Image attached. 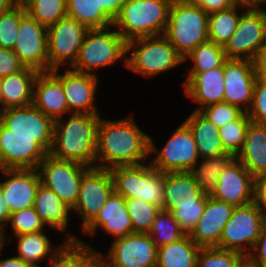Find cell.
I'll return each mask as SVG.
<instances>
[{"label": "cell", "mask_w": 266, "mask_h": 267, "mask_svg": "<svg viewBox=\"0 0 266 267\" xmlns=\"http://www.w3.org/2000/svg\"><path fill=\"white\" fill-rule=\"evenodd\" d=\"M133 118L129 115L120 120L100 119L95 167L110 169L148 161L150 136L140 130Z\"/></svg>", "instance_id": "cell-1"}, {"label": "cell", "mask_w": 266, "mask_h": 267, "mask_svg": "<svg viewBox=\"0 0 266 267\" xmlns=\"http://www.w3.org/2000/svg\"><path fill=\"white\" fill-rule=\"evenodd\" d=\"M54 120L49 154L55 158L95 167L100 114H69Z\"/></svg>", "instance_id": "cell-2"}, {"label": "cell", "mask_w": 266, "mask_h": 267, "mask_svg": "<svg viewBox=\"0 0 266 267\" xmlns=\"http://www.w3.org/2000/svg\"><path fill=\"white\" fill-rule=\"evenodd\" d=\"M173 0H127L112 26L126 42L164 35Z\"/></svg>", "instance_id": "cell-3"}, {"label": "cell", "mask_w": 266, "mask_h": 267, "mask_svg": "<svg viewBox=\"0 0 266 267\" xmlns=\"http://www.w3.org/2000/svg\"><path fill=\"white\" fill-rule=\"evenodd\" d=\"M209 14L201 7L173 0L164 36L184 59L197 45L208 40Z\"/></svg>", "instance_id": "cell-4"}, {"label": "cell", "mask_w": 266, "mask_h": 267, "mask_svg": "<svg viewBox=\"0 0 266 267\" xmlns=\"http://www.w3.org/2000/svg\"><path fill=\"white\" fill-rule=\"evenodd\" d=\"M126 55V64L124 66L137 74L149 78L168 72L184 63V59L164 35L128 41Z\"/></svg>", "instance_id": "cell-5"}, {"label": "cell", "mask_w": 266, "mask_h": 267, "mask_svg": "<svg viewBox=\"0 0 266 267\" xmlns=\"http://www.w3.org/2000/svg\"><path fill=\"white\" fill-rule=\"evenodd\" d=\"M111 27L114 28L111 30ZM126 44L115 27L89 29L84 37L78 56L71 69L97 75L95 69L108 67L123 59L126 64Z\"/></svg>", "instance_id": "cell-6"}, {"label": "cell", "mask_w": 266, "mask_h": 267, "mask_svg": "<svg viewBox=\"0 0 266 267\" xmlns=\"http://www.w3.org/2000/svg\"><path fill=\"white\" fill-rule=\"evenodd\" d=\"M114 191L124 198H137L163 208L164 173L149 164L115 166L109 169Z\"/></svg>", "instance_id": "cell-7"}, {"label": "cell", "mask_w": 266, "mask_h": 267, "mask_svg": "<svg viewBox=\"0 0 266 267\" xmlns=\"http://www.w3.org/2000/svg\"><path fill=\"white\" fill-rule=\"evenodd\" d=\"M171 134L160 150L150 137V156L157 153L150 159L151 166L162 173L191 172L200 162V156L190 128L182 122Z\"/></svg>", "instance_id": "cell-8"}, {"label": "cell", "mask_w": 266, "mask_h": 267, "mask_svg": "<svg viewBox=\"0 0 266 267\" xmlns=\"http://www.w3.org/2000/svg\"><path fill=\"white\" fill-rule=\"evenodd\" d=\"M265 218L266 214L254 201L235 206L216 247L248 256L256 244Z\"/></svg>", "instance_id": "cell-9"}, {"label": "cell", "mask_w": 266, "mask_h": 267, "mask_svg": "<svg viewBox=\"0 0 266 267\" xmlns=\"http://www.w3.org/2000/svg\"><path fill=\"white\" fill-rule=\"evenodd\" d=\"M89 168L78 162L55 158L48 153L36 170L40 183L73 208L78 201L82 177Z\"/></svg>", "instance_id": "cell-10"}, {"label": "cell", "mask_w": 266, "mask_h": 267, "mask_svg": "<svg viewBox=\"0 0 266 267\" xmlns=\"http://www.w3.org/2000/svg\"><path fill=\"white\" fill-rule=\"evenodd\" d=\"M266 47V32L260 12L256 7L243 8L237 29L223 46L227 59L255 62Z\"/></svg>", "instance_id": "cell-11"}, {"label": "cell", "mask_w": 266, "mask_h": 267, "mask_svg": "<svg viewBox=\"0 0 266 267\" xmlns=\"http://www.w3.org/2000/svg\"><path fill=\"white\" fill-rule=\"evenodd\" d=\"M157 254L158 247L148 233H132L114 239L108 254L99 252V258L106 267H156Z\"/></svg>", "instance_id": "cell-12"}, {"label": "cell", "mask_w": 266, "mask_h": 267, "mask_svg": "<svg viewBox=\"0 0 266 267\" xmlns=\"http://www.w3.org/2000/svg\"><path fill=\"white\" fill-rule=\"evenodd\" d=\"M88 30L69 16L47 28L49 71L66 65V62L70 66L74 64Z\"/></svg>", "instance_id": "cell-13"}, {"label": "cell", "mask_w": 266, "mask_h": 267, "mask_svg": "<svg viewBox=\"0 0 266 267\" xmlns=\"http://www.w3.org/2000/svg\"><path fill=\"white\" fill-rule=\"evenodd\" d=\"M0 123L12 135L33 136L49 153L54 130V120L33 104L0 110Z\"/></svg>", "instance_id": "cell-14"}, {"label": "cell", "mask_w": 266, "mask_h": 267, "mask_svg": "<svg viewBox=\"0 0 266 267\" xmlns=\"http://www.w3.org/2000/svg\"><path fill=\"white\" fill-rule=\"evenodd\" d=\"M114 191L112 174L109 169L90 167L83 175L78 201L72 212L81 218L82 231L95 219L108 197Z\"/></svg>", "instance_id": "cell-15"}, {"label": "cell", "mask_w": 266, "mask_h": 267, "mask_svg": "<svg viewBox=\"0 0 266 267\" xmlns=\"http://www.w3.org/2000/svg\"><path fill=\"white\" fill-rule=\"evenodd\" d=\"M14 53L25 66L38 72L49 71L47 27L26 14L20 21Z\"/></svg>", "instance_id": "cell-16"}, {"label": "cell", "mask_w": 266, "mask_h": 267, "mask_svg": "<svg viewBox=\"0 0 266 267\" xmlns=\"http://www.w3.org/2000/svg\"><path fill=\"white\" fill-rule=\"evenodd\" d=\"M47 154L33 136L12 135L0 123V169H36Z\"/></svg>", "instance_id": "cell-17"}, {"label": "cell", "mask_w": 266, "mask_h": 267, "mask_svg": "<svg viewBox=\"0 0 266 267\" xmlns=\"http://www.w3.org/2000/svg\"><path fill=\"white\" fill-rule=\"evenodd\" d=\"M51 71L61 80L70 114H99L95 102L98 76L69 67L62 74L58 72L60 68Z\"/></svg>", "instance_id": "cell-18"}, {"label": "cell", "mask_w": 266, "mask_h": 267, "mask_svg": "<svg viewBox=\"0 0 266 267\" xmlns=\"http://www.w3.org/2000/svg\"><path fill=\"white\" fill-rule=\"evenodd\" d=\"M256 79L255 62L227 59L224 62V102L247 112L252 104Z\"/></svg>", "instance_id": "cell-19"}, {"label": "cell", "mask_w": 266, "mask_h": 267, "mask_svg": "<svg viewBox=\"0 0 266 267\" xmlns=\"http://www.w3.org/2000/svg\"><path fill=\"white\" fill-rule=\"evenodd\" d=\"M254 178L235 157L220 173L210 196L234 206L249 204L254 199Z\"/></svg>", "instance_id": "cell-20"}, {"label": "cell", "mask_w": 266, "mask_h": 267, "mask_svg": "<svg viewBox=\"0 0 266 267\" xmlns=\"http://www.w3.org/2000/svg\"><path fill=\"white\" fill-rule=\"evenodd\" d=\"M0 189L11 213L33 207L40 178L36 169H0Z\"/></svg>", "instance_id": "cell-21"}, {"label": "cell", "mask_w": 266, "mask_h": 267, "mask_svg": "<svg viewBox=\"0 0 266 267\" xmlns=\"http://www.w3.org/2000/svg\"><path fill=\"white\" fill-rule=\"evenodd\" d=\"M234 208L233 204L218 201L207 195L204 212L189 233L190 238L200 247H216Z\"/></svg>", "instance_id": "cell-22"}, {"label": "cell", "mask_w": 266, "mask_h": 267, "mask_svg": "<svg viewBox=\"0 0 266 267\" xmlns=\"http://www.w3.org/2000/svg\"><path fill=\"white\" fill-rule=\"evenodd\" d=\"M224 63L217 68L206 72H188L186 80L182 83L185 95L197 102L195 111L224 102Z\"/></svg>", "instance_id": "cell-23"}, {"label": "cell", "mask_w": 266, "mask_h": 267, "mask_svg": "<svg viewBox=\"0 0 266 267\" xmlns=\"http://www.w3.org/2000/svg\"><path fill=\"white\" fill-rule=\"evenodd\" d=\"M97 229L104 230L106 234L114 236V239L134 233L125 198L122 195L113 191L99 214L82 233L93 236L97 233Z\"/></svg>", "instance_id": "cell-24"}, {"label": "cell", "mask_w": 266, "mask_h": 267, "mask_svg": "<svg viewBox=\"0 0 266 267\" xmlns=\"http://www.w3.org/2000/svg\"><path fill=\"white\" fill-rule=\"evenodd\" d=\"M205 194L192 172L164 173V210L171 213L178 207L197 206Z\"/></svg>", "instance_id": "cell-25"}, {"label": "cell", "mask_w": 266, "mask_h": 267, "mask_svg": "<svg viewBox=\"0 0 266 267\" xmlns=\"http://www.w3.org/2000/svg\"><path fill=\"white\" fill-rule=\"evenodd\" d=\"M32 104L53 120L70 113L61 80L52 71L39 72Z\"/></svg>", "instance_id": "cell-26"}, {"label": "cell", "mask_w": 266, "mask_h": 267, "mask_svg": "<svg viewBox=\"0 0 266 267\" xmlns=\"http://www.w3.org/2000/svg\"><path fill=\"white\" fill-rule=\"evenodd\" d=\"M38 74L37 70L24 67L21 71L1 77L0 110L32 104Z\"/></svg>", "instance_id": "cell-27"}, {"label": "cell", "mask_w": 266, "mask_h": 267, "mask_svg": "<svg viewBox=\"0 0 266 267\" xmlns=\"http://www.w3.org/2000/svg\"><path fill=\"white\" fill-rule=\"evenodd\" d=\"M33 207L46 226L62 233L67 231L72 208L41 183L38 186Z\"/></svg>", "instance_id": "cell-28"}, {"label": "cell", "mask_w": 266, "mask_h": 267, "mask_svg": "<svg viewBox=\"0 0 266 267\" xmlns=\"http://www.w3.org/2000/svg\"><path fill=\"white\" fill-rule=\"evenodd\" d=\"M236 158L255 177L266 173V125L251 122Z\"/></svg>", "instance_id": "cell-29"}, {"label": "cell", "mask_w": 266, "mask_h": 267, "mask_svg": "<svg viewBox=\"0 0 266 267\" xmlns=\"http://www.w3.org/2000/svg\"><path fill=\"white\" fill-rule=\"evenodd\" d=\"M184 123L193 134L200 158L218 157L227 153L220 140L219 128L199 111L194 110Z\"/></svg>", "instance_id": "cell-30"}, {"label": "cell", "mask_w": 266, "mask_h": 267, "mask_svg": "<svg viewBox=\"0 0 266 267\" xmlns=\"http://www.w3.org/2000/svg\"><path fill=\"white\" fill-rule=\"evenodd\" d=\"M68 235V236H67ZM67 240L50 259L49 267H92L100 258L99 251L67 232Z\"/></svg>", "instance_id": "cell-31"}, {"label": "cell", "mask_w": 266, "mask_h": 267, "mask_svg": "<svg viewBox=\"0 0 266 267\" xmlns=\"http://www.w3.org/2000/svg\"><path fill=\"white\" fill-rule=\"evenodd\" d=\"M201 248L185 234L178 241L158 247L156 267H196Z\"/></svg>", "instance_id": "cell-32"}, {"label": "cell", "mask_w": 266, "mask_h": 267, "mask_svg": "<svg viewBox=\"0 0 266 267\" xmlns=\"http://www.w3.org/2000/svg\"><path fill=\"white\" fill-rule=\"evenodd\" d=\"M46 235L48 234H45L43 230L14 236L17 241V256L30 267H40L39 263L47 257H49L50 260V257H52L67 240H64L62 244H58L57 247H53L52 249V242Z\"/></svg>", "instance_id": "cell-33"}, {"label": "cell", "mask_w": 266, "mask_h": 267, "mask_svg": "<svg viewBox=\"0 0 266 267\" xmlns=\"http://www.w3.org/2000/svg\"><path fill=\"white\" fill-rule=\"evenodd\" d=\"M67 16L85 25L88 29L112 26L113 19L98 7V0H66Z\"/></svg>", "instance_id": "cell-34"}, {"label": "cell", "mask_w": 266, "mask_h": 267, "mask_svg": "<svg viewBox=\"0 0 266 267\" xmlns=\"http://www.w3.org/2000/svg\"><path fill=\"white\" fill-rule=\"evenodd\" d=\"M248 8L240 2L234 6L220 11L209 13L208 40L224 46L237 29L241 14L238 9Z\"/></svg>", "instance_id": "cell-35"}, {"label": "cell", "mask_w": 266, "mask_h": 267, "mask_svg": "<svg viewBox=\"0 0 266 267\" xmlns=\"http://www.w3.org/2000/svg\"><path fill=\"white\" fill-rule=\"evenodd\" d=\"M235 158L230 153L218 157L200 158L201 162L191 171L200 189L210 195L215 189L220 173Z\"/></svg>", "instance_id": "cell-36"}, {"label": "cell", "mask_w": 266, "mask_h": 267, "mask_svg": "<svg viewBox=\"0 0 266 267\" xmlns=\"http://www.w3.org/2000/svg\"><path fill=\"white\" fill-rule=\"evenodd\" d=\"M192 60L194 63L189 72H206L220 67L226 60L223 46L207 40L200 43L184 58V62Z\"/></svg>", "instance_id": "cell-37"}, {"label": "cell", "mask_w": 266, "mask_h": 267, "mask_svg": "<svg viewBox=\"0 0 266 267\" xmlns=\"http://www.w3.org/2000/svg\"><path fill=\"white\" fill-rule=\"evenodd\" d=\"M148 234L157 247L178 241L186 233L180 228L170 211L160 209Z\"/></svg>", "instance_id": "cell-38"}, {"label": "cell", "mask_w": 266, "mask_h": 267, "mask_svg": "<svg viewBox=\"0 0 266 267\" xmlns=\"http://www.w3.org/2000/svg\"><path fill=\"white\" fill-rule=\"evenodd\" d=\"M27 14L47 28L67 16L66 0H29Z\"/></svg>", "instance_id": "cell-39"}, {"label": "cell", "mask_w": 266, "mask_h": 267, "mask_svg": "<svg viewBox=\"0 0 266 267\" xmlns=\"http://www.w3.org/2000/svg\"><path fill=\"white\" fill-rule=\"evenodd\" d=\"M251 122L247 112H244L237 120L219 128L220 140L227 153L235 157L239 154Z\"/></svg>", "instance_id": "cell-40"}, {"label": "cell", "mask_w": 266, "mask_h": 267, "mask_svg": "<svg viewBox=\"0 0 266 267\" xmlns=\"http://www.w3.org/2000/svg\"><path fill=\"white\" fill-rule=\"evenodd\" d=\"M134 233H148L157 212V206L137 198H125Z\"/></svg>", "instance_id": "cell-41"}, {"label": "cell", "mask_w": 266, "mask_h": 267, "mask_svg": "<svg viewBox=\"0 0 266 267\" xmlns=\"http://www.w3.org/2000/svg\"><path fill=\"white\" fill-rule=\"evenodd\" d=\"M27 14L24 6L16 5L0 14V47L13 49L21 19Z\"/></svg>", "instance_id": "cell-42"}, {"label": "cell", "mask_w": 266, "mask_h": 267, "mask_svg": "<svg viewBox=\"0 0 266 267\" xmlns=\"http://www.w3.org/2000/svg\"><path fill=\"white\" fill-rule=\"evenodd\" d=\"M244 256L239 252L217 247H202L196 267H237Z\"/></svg>", "instance_id": "cell-43"}, {"label": "cell", "mask_w": 266, "mask_h": 267, "mask_svg": "<svg viewBox=\"0 0 266 267\" xmlns=\"http://www.w3.org/2000/svg\"><path fill=\"white\" fill-rule=\"evenodd\" d=\"M8 224L14 230V236L43 231L47 227L34 207L11 213Z\"/></svg>", "instance_id": "cell-44"}, {"label": "cell", "mask_w": 266, "mask_h": 267, "mask_svg": "<svg viewBox=\"0 0 266 267\" xmlns=\"http://www.w3.org/2000/svg\"><path fill=\"white\" fill-rule=\"evenodd\" d=\"M199 112L218 128L237 120L244 113L238 106L227 102L208 105Z\"/></svg>", "instance_id": "cell-45"}, {"label": "cell", "mask_w": 266, "mask_h": 267, "mask_svg": "<svg viewBox=\"0 0 266 267\" xmlns=\"http://www.w3.org/2000/svg\"><path fill=\"white\" fill-rule=\"evenodd\" d=\"M206 201L207 195L201 201L197 202V206L178 207V209L172 212L174 219L186 234L192 231L201 218Z\"/></svg>", "instance_id": "cell-46"}, {"label": "cell", "mask_w": 266, "mask_h": 267, "mask_svg": "<svg viewBox=\"0 0 266 267\" xmlns=\"http://www.w3.org/2000/svg\"><path fill=\"white\" fill-rule=\"evenodd\" d=\"M247 115L252 122L266 125V83L258 78L254 85L252 104Z\"/></svg>", "instance_id": "cell-47"}, {"label": "cell", "mask_w": 266, "mask_h": 267, "mask_svg": "<svg viewBox=\"0 0 266 267\" xmlns=\"http://www.w3.org/2000/svg\"><path fill=\"white\" fill-rule=\"evenodd\" d=\"M24 67L12 49L0 47V77L21 71Z\"/></svg>", "instance_id": "cell-48"}, {"label": "cell", "mask_w": 266, "mask_h": 267, "mask_svg": "<svg viewBox=\"0 0 266 267\" xmlns=\"http://www.w3.org/2000/svg\"><path fill=\"white\" fill-rule=\"evenodd\" d=\"M248 257L261 267H266V218L262 223L256 244Z\"/></svg>", "instance_id": "cell-49"}, {"label": "cell", "mask_w": 266, "mask_h": 267, "mask_svg": "<svg viewBox=\"0 0 266 267\" xmlns=\"http://www.w3.org/2000/svg\"><path fill=\"white\" fill-rule=\"evenodd\" d=\"M186 3L201 7L206 13L225 10L237 3V0H184Z\"/></svg>", "instance_id": "cell-50"}, {"label": "cell", "mask_w": 266, "mask_h": 267, "mask_svg": "<svg viewBox=\"0 0 266 267\" xmlns=\"http://www.w3.org/2000/svg\"><path fill=\"white\" fill-rule=\"evenodd\" d=\"M256 205L266 214V173L254 178V199Z\"/></svg>", "instance_id": "cell-51"}, {"label": "cell", "mask_w": 266, "mask_h": 267, "mask_svg": "<svg viewBox=\"0 0 266 267\" xmlns=\"http://www.w3.org/2000/svg\"><path fill=\"white\" fill-rule=\"evenodd\" d=\"M11 212L9 211V207L5 201L4 195L2 190L0 189V243H3L5 245L11 244L13 238H6L8 234L5 232V226L6 223L8 224L9 218H10ZM5 232V233H4ZM6 234V235H5ZM6 239H12L9 240L8 243H6Z\"/></svg>", "instance_id": "cell-52"}, {"label": "cell", "mask_w": 266, "mask_h": 267, "mask_svg": "<svg viewBox=\"0 0 266 267\" xmlns=\"http://www.w3.org/2000/svg\"><path fill=\"white\" fill-rule=\"evenodd\" d=\"M126 1L127 0H98V7H102V9L114 20Z\"/></svg>", "instance_id": "cell-53"}, {"label": "cell", "mask_w": 266, "mask_h": 267, "mask_svg": "<svg viewBox=\"0 0 266 267\" xmlns=\"http://www.w3.org/2000/svg\"><path fill=\"white\" fill-rule=\"evenodd\" d=\"M255 67L257 78L266 83V47L258 54Z\"/></svg>", "instance_id": "cell-54"}, {"label": "cell", "mask_w": 266, "mask_h": 267, "mask_svg": "<svg viewBox=\"0 0 266 267\" xmlns=\"http://www.w3.org/2000/svg\"><path fill=\"white\" fill-rule=\"evenodd\" d=\"M3 247H5V244L0 243V253H2L1 250H3ZM1 255V254H0ZM0 267H30L27 263H25L20 257L17 255L0 260Z\"/></svg>", "instance_id": "cell-55"}, {"label": "cell", "mask_w": 266, "mask_h": 267, "mask_svg": "<svg viewBox=\"0 0 266 267\" xmlns=\"http://www.w3.org/2000/svg\"><path fill=\"white\" fill-rule=\"evenodd\" d=\"M16 5V0H0V14L9 11Z\"/></svg>", "instance_id": "cell-56"}, {"label": "cell", "mask_w": 266, "mask_h": 267, "mask_svg": "<svg viewBox=\"0 0 266 267\" xmlns=\"http://www.w3.org/2000/svg\"><path fill=\"white\" fill-rule=\"evenodd\" d=\"M237 267H261L259 264L253 262L248 256H244Z\"/></svg>", "instance_id": "cell-57"}, {"label": "cell", "mask_w": 266, "mask_h": 267, "mask_svg": "<svg viewBox=\"0 0 266 267\" xmlns=\"http://www.w3.org/2000/svg\"><path fill=\"white\" fill-rule=\"evenodd\" d=\"M264 1L266 0H237V2H240L247 7H257L258 5L263 6Z\"/></svg>", "instance_id": "cell-58"}, {"label": "cell", "mask_w": 266, "mask_h": 267, "mask_svg": "<svg viewBox=\"0 0 266 267\" xmlns=\"http://www.w3.org/2000/svg\"><path fill=\"white\" fill-rule=\"evenodd\" d=\"M263 3L266 4V1H264ZM256 8L262 16L264 28H265V32H266V9L264 7H262V5H258Z\"/></svg>", "instance_id": "cell-59"}, {"label": "cell", "mask_w": 266, "mask_h": 267, "mask_svg": "<svg viewBox=\"0 0 266 267\" xmlns=\"http://www.w3.org/2000/svg\"><path fill=\"white\" fill-rule=\"evenodd\" d=\"M92 267H106L105 264L99 259Z\"/></svg>", "instance_id": "cell-60"}, {"label": "cell", "mask_w": 266, "mask_h": 267, "mask_svg": "<svg viewBox=\"0 0 266 267\" xmlns=\"http://www.w3.org/2000/svg\"><path fill=\"white\" fill-rule=\"evenodd\" d=\"M29 0H16L18 5L24 6Z\"/></svg>", "instance_id": "cell-61"}]
</instances>
